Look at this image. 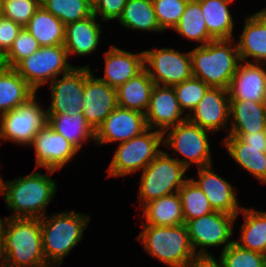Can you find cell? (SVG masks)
Instances as JSON below:
<instances>
[{"mask_svg": "<svg viewBox=\"0 0 266 267\" xmlns=\"http://www.w3.org/2000/svg\"><path fill=\"white\" fill-rule=\"evenodd\" d=\"M201 5L208 33L215 39L231 40L233 20L227 5L233 0H197Z\"/></svg>", "mask_w": 266, "mask_h": 267, "instance_id": "cell-31", "label": "cell"}, {"mask_svg": "<svg viewBox=\"0 0 266 267\" xmlns=\"http://www.w3.org/2000/svg\"><path fill=\"white\" fill-rule=\"evenodd\" d=\"M127 0H92L93 14L102 15V20L118 19Z\"/></svg>", "mask_w": 266, "mask_h": 267, "instance_id": "cell-43", "label": "cell"}, {"mask_svg": "<svg viewBox=\"0 0 266 267\" xmlns=\"http://www.w3.org/2000/svg\"><path fill=\"white\" fill-rule=\"evenodd\" d=\"M143 209V216L145 215L147 219L145 225L177 226L185 224L178 192L152 200L146 203Z\"/></svg>", "mask_w": 266, "mask_h": 267, "instance_id": "cell-29", "label": "cell"}, {"mask_svg": "<svg viewBox=\"0 0 266 267\" xmlns=\"http://www.w3.org/2000/svg\"><path fill=\"white\" fill-rule=\"evenodd\" d=\"M40 47L63 45L65 24L41 5L25 26Z\"/></svg>", "mask_w": 266, "mask_h": 267, "instance_id": "cell-28", "label": "cell"}, {"mask_svg": "<svg viewBox=\"0 0 266 267\" xmlns=\"http://www.w3.org/2000/svg\"><path fill=\"white\" fill-rule=\"evenodd\" d=\"M0 228L7 267H43L47 264L42 247L40 218L7 217V220L0 219Z\"/></svg>", "mask_w": 266, "mask_h": 267, "instance_id": "cell-1", "label": "cell"}, {"mask_svg": "<svg viewBox=\"0 0 266 267\" xmlns=\"http://www.w3.org/2000/svg\"><path fill=\"white\" fill-rule=\"evenodd\" d=\"M229 114L233 122L229 134H249L264 130L266 103L230 100Z\"/></svg>", "mask_w": 266, "mask_h": 267, "instance_id": "cell-24", "label": "cell"}, {"mask_svg": "<svg viewBox=\"0 0 266 267\" xmlns=\"http://www.w3.org/2000/svg\"><path fill=\"white\" fill-rule=\"evenodd\" d=\"M147 129L141 135L121 142L109 165V176H124L145 168L162 151L158 147L164 134Z\"/></svg>", "mask_w": 266, "mask_h": 267, "instance_id": "cell-7", "label": "cell"}, {"mask_svg": "<svg viewBox=\"0 0 266 267\" xmlns=\"http://www.w3.org/2000/svg\"><path fill=\"white\" fill-rule=\"evenodd\" d=\"M186 170L177 159L161 151L143 169L140 188L142 204L178 192L187 181L182 179Z\"/></svg>", "mask_w": 266, "mask_h": 267, "instance_id": "cell-6", "label": "cell"}, {"mask_svg": "<svg viewBox=\"0 0 266 267\" xmlns=\"http://www.w3.org/2000/svg\"><path fill=\"white\" fill-rule=\"evenodd\" d=\"M1 184H2V179L0 177V192H1Z\"/></svg>", "mask_w": 266, "mask_h": 267, "instance_id": "cell-48", "label": "cell"}, {"mask_svg": "<svg viewBox=\"0 0 266 267\" xmlns=\"http://www.w3.org/2000/svg\"><path fill=\"white\" fill-rule=\"evenodd\" d=\"M260 66L259 62L238 65L228 88L230 100L266 103V71Z\"/></svg>", "mask_w": 266, "mask_h": 267, "instance_id": "cell-20", "label": "cell"}, {"mask_svg": "<svg viewBox=\"0 0 266 267\" xmlns=\"http://www.w3.org/2000/svg\"><path fill=\"white\" fill-rule=\"evenodd\" d=\"M183 112L173 87L154 85L147 110L144 112L148 129L157 125L161 128L159 131L165 134L170 128L187 120L185 117L179 122L177 121Z\"/></svg>", "mask_w": 266, "mask_h": 267, "instance_id": "cell-18", "label": "cell"}, {"mask_svg": "<svg viewBox=\"0 0 266 267\" xmlns=\"http://www.w3.org/2000/svg\"><path fill=\"white\" fill-rule=\"evenodd\" d=\"M50 264L49 263H47V264H45L43 267H51V266H49Z\"/></svg>", "mask_w": 266, "mask_h": 267, "instance_id": "cell-49", "label": "cell"}, {"mask_svg": "<svg viewBox=\"0 0 266 267\" xmlns=\"http://www.w3.org/2000/svg\"><path fill=\"white\" fill-rule=\"evenodd\" d=\"M67 57L64 45L40 47L14 69L36 91L50 77L54 80L58 74H66L73 68L66 62Z\"/></svg>", "mask_w": 266, "mask_h": 267, "instance_id": "cell-9", "label": "cell"}, {"mask_svg": "<svg viewBox=\"0 0 266 267\" xmlns=\"http://www.w3.org/2000/svg\"><path fill=\"white\" fill-rule=\"evenodd\" d=\"M174 29L186 38L202 42L203 45L215 40L205 24L201 5L197 0H189L184 13Z\"/></svg>", "mask_w": 266, "mask_h": 267, "instance_id": "cell-34", "label": "cell"}, {"mask_svg": "<svg viewBox=\"0 0 266 267\" xmlns=\"http://www.w3.org/2000/svg\"><path fill=\"white\" fill-rule=\"evenodd\" d=\"M144 63H148L153 68L155 73L145 65L156 85L163 83V86L173 87L193 77L190 52L184 55L171 48L144 51Z\"/></svg>", "mask_w": 266, "mask_h": 267, "instance_id": "cell-11", "label": "cell"}, {"mask_svg": "<svg viewBox=\"0 0 266 267\" xmlns=\"http://www.w3.org/2000/svg\"><path fill=\"white\" fill-rule=\"evenodd\" d=\"M105 62V76L98 79L115 89L145 68L144 52L134 55L115 46L105 54Z\"/></svg>", "mask_w": 266, "mask_h": 267, "instance_id": "cell-21", "label": "cell"}, {"mask_svg": "<svg viewBox=\"0 0 266 267\" xmlns=\"http://www.w3.org/2000/svg\"><path fill=\"white\" fill-rule=\"evenodd\" d=\"M189 0H152L160 28H174L184 13Z\"/></svg>", "mask_w": 266, "mask_h": 267, "instance_id": "cell-40", "label": "cell"}, {"mask_svg": "<svg viewBox=\"0 0 266 267\" xmlns=\"http://www.w3.org/2000/svg\"><path fill=\"white\" fill-rule=\"evenodd\" d=\"M229 108L228 90L210 87L193 109L194 117L190 114L186 117L188 121L207 131L219 130L220 127L227 124L226 122L230 116Z\"/></svg>", "mask_w": 266, "mask_h": 267, "instance_id": "cell-19", "label": "cell"}, {"mask_svg": "<svg viewBox=\"0 0 266 267\" xmlns=\"http://www.w3.org/2000/svg\"><path fill=\"white\" fill-rule=\"evenodd\" d=\"M35 94L16 108L0 115V138L32 144L40 129L48 124V113L37 104Z\"/></svg>", "mask_w": 266, "mask_h": 267, "instance_id": "cell-8", "label": "cell"}, {"mask_svg": "<svg viewBox=\"0 0 266 267\" xmlns=\"http://www.w3.org/2000/svg\"><path fill=\"white\" fill-rule=\"evenodd\" d=\"M178 194L181 199L185 223L214 212L207 196L193 179H187Z\"/></svg>", "mask_w": 266, "mask_h": 267, "instance_id": "cell-35", "label": "cell"}, {"mask_svg": "<svg viewBox=\"0 0 266 267\" xmlns=\"http://www.w3.org/2000/svg\"><path fill=\"white\" fill-rule=\"evenodd\" d=\"M118 19L128 28L163 31L158 24L152 0H127Z\"/></svg>", "mask_w": 266, "mask_h": 267, "instance_id": "cell-33", "label": "cell"}, {"mask_svg": "<svg viewBox=\"0 0 266 267\" xmlns=\"http://www.w3.org/2000/svg\"><path fill=\"white\" fill-rule=\"evenodd\" d=\"M94 14L65 25L64 47L69 53L86 55L94 51L99 43L100 24Z\"/></svg>", "mask_w": 266, "mask_h": 267, "instance_id": "cell-23", "label": "cell"}, {"mask_svg": "<svg viewBox=\"0 0 266 267\" xmlns=\"http://www.w3.org/2000/svg\"><path fill=\"white\" fill-rule=\"evenodd\" d=\"M22 28L11 19L0 16V59L9 51Z\"/></svg>", "mask_w": 266, "mask_h": 267, "instance_id": "cell-42", "label": "cell"}, {"mask_svg": "<svg viewBox=\"0 0 266 267\" xmlns=\"http://www.w3.org/2000/svg\"><path fill=\"white\" fill-rule=\"evenodd\" d=\"M231 41L213 40L190 51L193 77L202 80L209 87L228 90L239 61L241 62L237 45L232 48Z\"/></svg>", "mask_w": 266, "mask_h": 267, "instance_id": "cell-2", "label": "cell"}, {"mask_svg": "<svg viewBox=\"0 0 266 267\" xmlns=\"http://www.w3.org/2000/svg\"><path fill=\"white\" fill-rule=\"evenodd\" d=\"M222 267H266V255L244 249L235 241L226 243L221 254Z\"/></svg>", "mask_w": 266, "mask_h": 267, "instance_id": "cell-37", "label": "cell"}, {"mask_svg": "<svg viewBox=\"0 0 266 267\" xmlns=\"http://www.w3.org/2000/svg\"><path fill=\"white\" fill-rule=\"evenodd\" d=\"M58 80V81H57ZM85 67H73L61 80L51 81L52 103L48 114L76 115L83 109Z\"/></svg>", "mask_w": 266, "mask_h": 267, "instance_id": "cell-15", "label": "cell"}, {"mask_svg": "<svg viewBox=\"0 0 266 267\" xmlns=\"http://www.w3.org/2000/svg\"><path fill=\"white\" fill-rule=\"evenodd\" d=\"M185 267H222L211 255H197L190 259Z\"/></svg>", "mask_w": 266, "mask_h": 267, "instance_id": "cell-44", "label": "cell"}, {"mask_svg": "<svg viewBox=\"0 0 266 267\" xmlns=\"http://www.w3.org/2000/svg\"><path fill=\"white\" fill-rule=\"evenodd\" d=\"M245 216V224L242 225L240 247L266 255V212L241 209Z\"/></svg>", "mask_w": 266, "mask_h": 267, "instance_id": "cell-32", "label": "cell"}, {"mask_svg": "<svg viewBox=\"0 0 266 267\" xmlns=\"http://www.w3.org/2000/svg\"><path fill=\"white\" fill-rule=\"evenodd\" d=\"M147 129L144 113L117 106L96 130L95 140L99 144L125 142Z\"/></svg>", "mask_w": 266, "mask_h": 267, "instance_id": "cell-16", "label": "cell"}, {"mask_svg": "<svg viewBox=\"0 0 266 267\" xmlns=\"http://www.w3.org/2000/svg\"><path fill=\"white\" fill-rule=\"evenodd\" d=\"M117 106L116 89L94 78L89 67L85 66V87L81 112L95 132Z\"/></svg>", "mask_w": 266, "mask_h": 267, "instance_id": "cell-14", "label": "cell"}, {"mask_svg": "<svg viewBox=\"0 0 266 267\" xmlns=\"http://www.w3.org/2000/svg\"><path fill=\"white\" fill-rule=\"evenodd\" d=\"M181 110H193L210 88L202 80L192 77L173 86ZM184 108V109H183Z\"/></svg>", "mask_w": 266, "mask_h": 267, "instance_id": "cell-39", "label": "cell"}, {"mask_svg": "<svg viewBox=\"0 0 266 267\" xmlns=\"http://www.w3.org/2000/svg\"><path fill=\"white\" fill-rule=\"evenodd\" d=\"M39 48L37 40L23 27L9 51L0 59V64L14 68L21 60L29 57Z\"/></svg>", "mask_w": 266, "mask_h": 267, "instance_id": "cell-38", "label": "cell"}, {"mask_svg": "<svg viewBox=\"0 0 266 267\" xmlns=\"http://www.w3.org/2000/svg\"><path fill=\"white\" fill-rule=\"evenodd\" d=\"M47 218H40L43 252L47 263L59 266L63 257L81 240L89 218L74 211Z\"/></svg>", "mask_w": 266, "mask_h": 267, "instance_id": "cell-4", "label": "cell"}, {"mask_svg": "<svg viewBox=\"0 0 266 267\" xmlns=\"http://www.w3.org/2000/svg\"><path fill=\"white\" fill-rule=\"evenodd\" d=\"M39 7L40 0H3L1 15L25 27Z\"/></svg>", "mask_w": 266, "mask_h": 267, "instance_id": "cell-41", "label": "cell"}, {"mask_svg": "<svg viewBox=\"0 0 266 267\" xmlns=\"http://www.w3.org/2000/svg\"><path fill=\"white\" fill-rule=\"evenodd\" d=\"M211 166L199 168L200 181H193L207 196L214 211L238 215V203L231 184L210 171Z\"/></svg>", "mask_w": 266, "mask_h": 267, "instance_id": "cell-22", "label": "cell"}, {"mask_svg": "<svg viewBox=\"0 0 266 267\" xmlns=\"http://www.w3.org/2000/svg\"><path fill=\"white\" fill-rule=\"evenodd\" d=\"M237 48L241 61L249 56L256 62L266 60V9L246 20Z\"/></svg>", "mask_w": 266, "mask_h": 267, "instance_id": "cell-25", "label": "cell"}, {"mask_svg": "<svg viewBox=\"0 0 266 267\" xmlns=\"http://www.w3.org/2000/svg\"><path fill=\"white\" fill-rule=\"evenodd\" d=\"M140 242L154 257L171 267H185L196 256L185 224L177 226L144 225Z\"/></svg>", "mask_w": 266, "mask_h": 267, "instance_id": "cell-5", "label": "cell"}, {"mask_svg": "<svg viewBox=\"0 0 266 267\" xmlns=\"http://www.w3.org/2000/svg\"><path fill=\"white\" fill-rule=\"evenodd\" d=\"M237 215L214 211L185 223L194 252L202 246L197 255H209L204 246H217L228 241L232 235L233 221Z\"/></svg>", "mask_w": 266, "mask_h": 267, "instance_id": "cell-13", "label": "cell"}, {"mask_svg": "<svg viewBox=\"0 0 266 267\" xmlns=\"http://www.w3.org/2000/svg\"><path fill=\"white\" fill-rule=\"evenodd\" d=\"M32 144L36 151L37 167H44L48 173L61 169L79 151L48 124L39 130Z\"/></svg>", "mask_w": 266, "mask_h": 267, "instance_id": "cell-17", "label": "cell"}, {"mask_svg": "<svg viewBox=\"0 0 266 267\" xmlns=\"http://www.w3.org/2000/svg\"><path fill=\"white\" fill-rule=\"evenodd\" d=\"M1 258L4 259V263L0 262V267H7L6 266V252H5L4 238H3L2 230L0 228V259Z\"/></svg>", "mask_w": 266, "mask_h": 267, "instance_id": "cell-45", "label": "cell"}, {"mask_svg": "<svg viewBox=\"0 0 266 267\" xmlns=\"http://www.w3.org/2000/svg\"><path fill=\"white\" fill-rule=\"evenodd\" d=\"M263 132H264V135L266 137V116H265V123H264V130H263Z\"/></svg>", "mask_w": 266, "mask_h": 267, "instance_id": "cell-47", "label": "cell"}, {"mask_svg": "<svg viewBox=\"0 0 266 267\" xmlns=\"http://www.w3.org/2000/svg\"><path fill=\"white\" fill-rule=\"evenodd\" d=\"M35 92L14 68L0 64V115L26 102Z\"/></svg>", "mask_w": 266, "mask_h": 267, "instance_id": "cell-26", "label": "cell"}, {"mask_svg": "<svg viewBox=\"0 0 266 267\" xmlns=\"http://www.w3.org/2000/svg\"><path fill=\"white\" fill-rule=\"evenodd\" d=\"M2 7H3V0H0V16H1V13H2Z\"/></svg>", "mask_w": 266, "mask_h": 267, "instance_id": "cell-46", "label": "cell"}, {"mask_svg": "<svg viewBox=\"0 0 266 267\" xmlns=\"http://www.w3.org/2000/svg\"><path fill=\"white\" fill-rule=\"evenodd\" d=\"M55 191L56 184L51 178L35 172L6 184L2 181L0 194L5 196L8 208L14 210L15 214L18 212L12 217L42 218L45 214L43 209L51 201Z\"/></svg>", "mask_w": 266, "mask_h": 267, "instance_id": "cell-3", "label": "cell"}, {"mask_svg": "<svg viewBox=\"0 0 266 267\" xmlns=\"http://www.w3.org/2000/svg\"><path fill=\"white\" fill-rule=\"evenodd\" d=\"M48 125L57 133L64 136L78 150L82 146V141L87 138L95 140V131L87 123L82 112L76 115L48 114Z\"/></svg>", "mask_w": 266, "mask_h": 267, "instance_id": "cell-30", "label": "cell"}, {"mask_svg": "<svg viewBox=\"0 0 266 267\" xmlns=\"http://www.w3.org/2000/svg\"><path fill=\"white\" fill-rule=\"evenodd\" d=\"M207 132V130L186 120L171 128L164 144L186 157L184 160L177 159L186 169L192 162L196 163L199 168L210 166L212 164Z\"/></svg>", "mask_w": 266, "mask_h": 267, "instance_id": "cell-10", "label": "cell"}, {"mask_svg": "<svg viewBox=\"0 0 266 267\" xmlns=\"http://www.w3.org/2000/svg\"><path fill=\"white\" fill-rule=\"evenodd\" d=\"M154 81L146 68L116 89L119 107L144 113L147 110Z\"/></svg>", "mask_w": 266, "mask_h": 267, "instance_id": "cell-27", "label": "cell"}, {"mask_svg": "<svg viewBox=\"0 0 266 267\" xmlns=\"http://www.w3.org/2000/svg\"><path fill=\"white\" fill-rule=\"evenodd\" d=\"M224 144L240 166L266 183V137L263 131L229 134Z\"/></svg>", "mask_w": 266, "mask_h": 267, "instance_id": "cell-12", "label": "cell"}, {"mask_svg": "<svg viewBox=\"0 0 266 267\" xmlns=\"http://www.w3.org/2000/svg\"><path fill=\"white\" fill-rule=\"evenodd\" d=\"M40 5L65 25L93 14L92 0H40Z\"/></svg>", "mask_w": 266, "mask_h": 267, "instance_id": "cell-36", "label": "cell"}]
</instances>
